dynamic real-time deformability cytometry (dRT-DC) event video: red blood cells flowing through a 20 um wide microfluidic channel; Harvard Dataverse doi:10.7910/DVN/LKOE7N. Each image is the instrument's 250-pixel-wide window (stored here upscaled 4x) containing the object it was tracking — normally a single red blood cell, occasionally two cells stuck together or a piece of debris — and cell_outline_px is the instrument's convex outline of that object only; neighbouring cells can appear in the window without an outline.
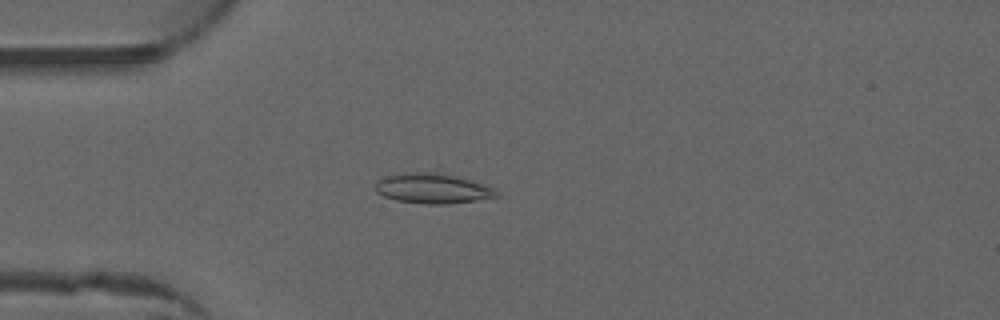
{"species": "common noctule bat (a hibernating species)", "species_latin": "Nyctalus noctula", "temperature_condition": "warm", "stored_images_in_passage": 51, "camera_frame_rate_fps": 3000, "um_per_image_px": 0.085, "animal": {"sex": "male", "forearm_length_mm": 52.5}, "frame": {"image": 1, "passage_image": 14, "time_ms": 4.333, "image_size_px": [1000, 320], "cell_outline_px": [[500, 196], [476, 200], [448, 204], [428, 204], [396, 200], [384, 196], [376, 192], [372, 188], [376, 180], [388, 176], [440, 164], [492, 188]], "centroid_in_image_um": [36.79, 15.88], "position_along_channel_um": 48.2, "area_um2": 23.41}}
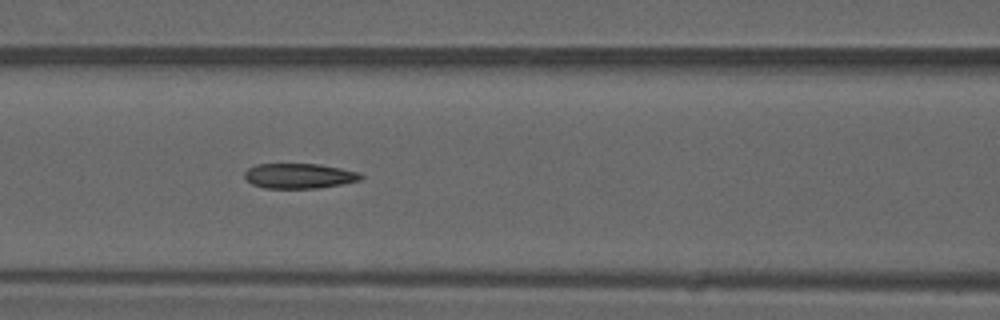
{"frame": {"image": 2, "passage_image": 22, "time_ms": 7.0, "image_size_px": [1000, 320], "cell_outline_px": [[364, 176], [360, 180], [320, 188], [264, 188], [252, 184], [244, 176], [244, 172], [248, 168], [256, 164], [320, 164], [360, 172]], "centroid_in_image_um": [25.43, 14.95], "position_along_channel_um": 141.2, "area_um2": 16.99}}
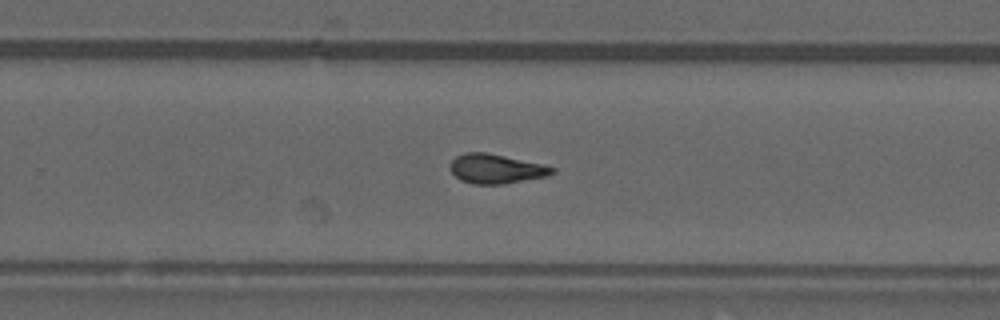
{"frame": {"image": 3, "passage_image": 33, "time_ms": 10.667, "image_size_px": [1000, 320], "cell_outline_px": [[556, 172], [548, 176], [504, 184], [472, 184], [460, 180], [448, 168], [448, 164], [456, 156], [464, 152], [484, 152], [544, 164], [556, 168]], "centroid_in_image_um": [42.16, 14.35], "position_along_channel_um": 287.6, "area_um2": 17.69}, "authors_computed_cell_mechanics": {"area_um2": 17.5712, "velocity_mm_per_s": 4.0139, "shape_relaxation_time_tau1_ms": null, "shape_relaxation_time_tau2_ms": 2.6017, "deformation_change_tau1": null, "deformation_change_tau2": 0.1117}}